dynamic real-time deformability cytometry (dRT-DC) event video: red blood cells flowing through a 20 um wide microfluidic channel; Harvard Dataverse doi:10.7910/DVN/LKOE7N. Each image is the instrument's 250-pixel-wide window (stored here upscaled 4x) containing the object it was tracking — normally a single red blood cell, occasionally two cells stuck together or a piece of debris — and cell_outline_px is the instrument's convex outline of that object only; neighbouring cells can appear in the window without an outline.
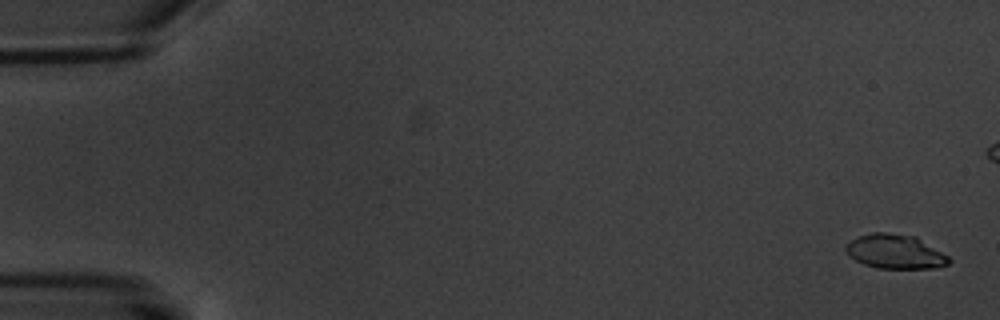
{"species": "common noctule bat (a hibernating species)", "species_latin": "Nyctalus noctula", "temperature_condition": "warm", "stored_images_in_passage": 6, "camera_frame_rate_fps": 3000, "um_per_image_px": 0.085, "animal": {"sex": "male", "body_mass_g": 20.1, "forearm_length_mm": 53.5}, "frame": {"image": 1, "passage_image": 1, "time_ms": 0.0, "image_size_px": [1000, 320], "cell_outline_px": [[952, 260], [948, 264], [936, 268], [876, 268], [864, 264], [848, 256], [844, 248], [856, 236], [872, 232], [884, 232], [916, 236], [948, 256]], "centroid_in_image_um": [76.08, 21.38], "position_along_channel_um": 8.9, "area_um2": 20.63}}